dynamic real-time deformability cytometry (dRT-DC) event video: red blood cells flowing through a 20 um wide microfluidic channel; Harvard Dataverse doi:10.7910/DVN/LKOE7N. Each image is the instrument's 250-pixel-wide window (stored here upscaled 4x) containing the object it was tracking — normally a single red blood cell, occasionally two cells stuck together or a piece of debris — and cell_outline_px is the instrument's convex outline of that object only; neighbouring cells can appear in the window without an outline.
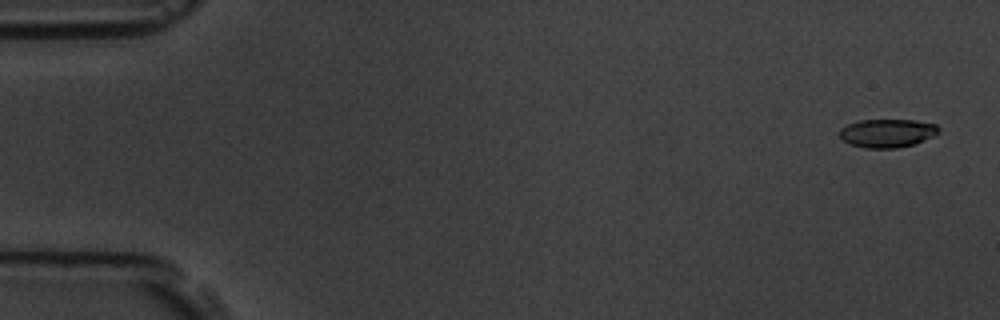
{"species": "common noctule bat (a hibernating species)", "species_latin": "Nyctalus noctula", "temperature_condition": "room temperature", "stored_images_in_passage": 5, "camera_frame_rate_fps": 3000, "um_per_image_px": 0.085, "animal": {"sex": "male", "body_mass_g": 19.5, "forearm_length_mm": 54.6}, "frame": {"image": 1, "passage_image": 1, "time_ms": 0.0, "image_size_px": [1000, 320], "cell_outline_px": [[940, 132], [916, 144], [896, 148], [864, 148], [852, 144], [844, 140], [840, 136], [840, 128], [848, 124], [860, 120], [912, 120], [936, 124], [940, 128]], "centroid_in_image_um": [75.44, 11.31], "position_along_channel_um": 9.6, "area_um2": 16.36}}